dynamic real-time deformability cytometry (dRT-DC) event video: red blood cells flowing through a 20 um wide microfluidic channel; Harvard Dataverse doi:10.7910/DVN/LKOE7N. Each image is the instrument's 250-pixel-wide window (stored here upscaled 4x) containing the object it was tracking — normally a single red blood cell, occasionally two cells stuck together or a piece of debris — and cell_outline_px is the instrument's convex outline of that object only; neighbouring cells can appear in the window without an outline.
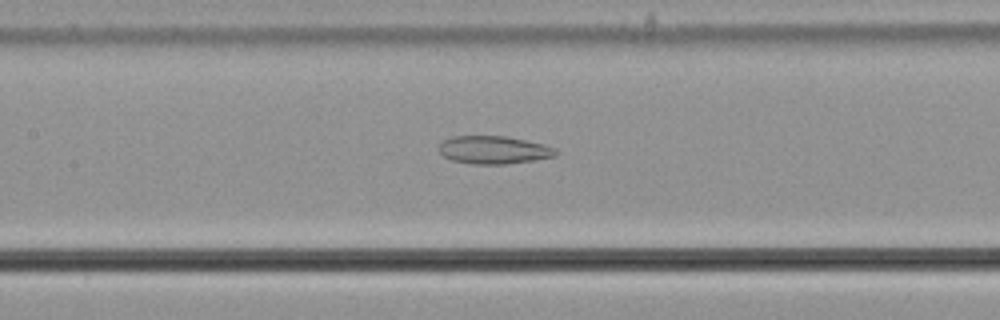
{"species": "common noctule bat (a hibernating species)", "species_latin": "Nyctalus noctula", "temperature_condition": "cold", "stored_images_in_passage": 55, "camera_frame_rate_fps": 3000, "um_per_image_px": 0.085, "animal": {"sex": "male", "body_mass_g": 21.5, "forearm_length_mm": 52.0}, "frame": {"image": 1, "passage_image": 25, "time_ms": 8.0, "image_size_px": [1000, 320], "cell_outline_px": [[560, 152], [556, 156], [532, 160], [504, 164], [472, 164], [452, 160], [444, 156], [436, 148], [444, 140], [452, 136], [504, 136], [544, 144], [556, 148]], "centroid_in_image_um": [41.97, 12.74], "position_along_channel_um": 165.4, "area_um2": 19.02}}
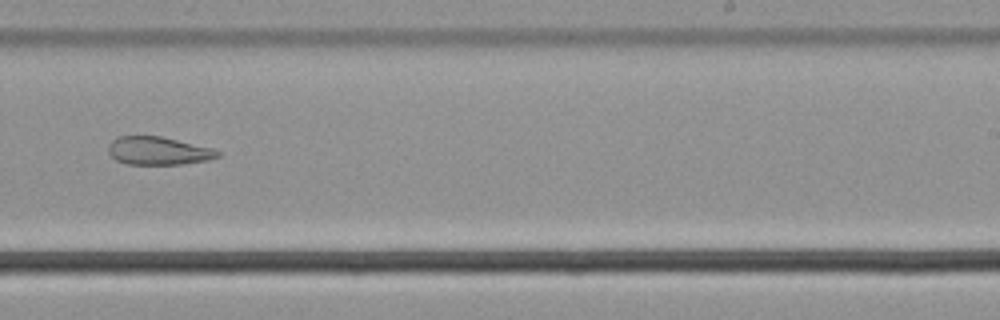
{"frame": {"image": 2, "passage_image": 34, "time_ms": 11.0, "image_size_px": [1000, 320], "cell_outline_px": [[220, 156], [208, 160], [180, 164], [128, 164], [116, 160], [108, 152], [108, 144], [116, 136], [160, 136], [212, 148], [220, 152]], "centroid_in_image_um": [13.43, 12.81], "position_along_channel_um": 275.6, "area_um2": 17.8}}
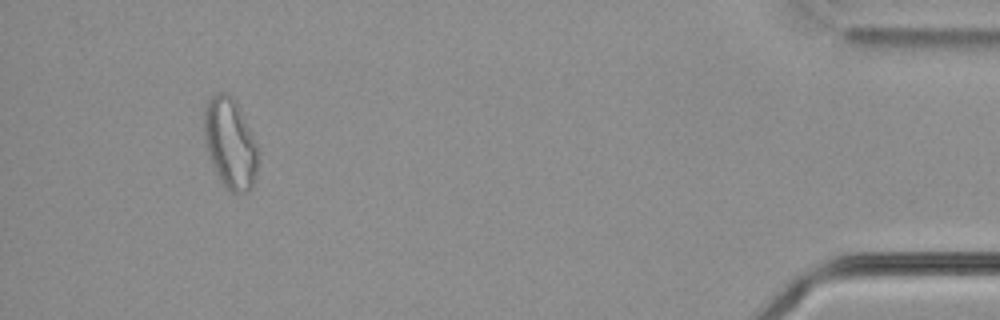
{"frame": {"image": 3, "passage_image": 51, "time_ms": 16.667, "image_size_px": [1000, 320], "cell_outline_px": [[260, 152], [256, 176], [252, 188], [248, 192], [232, 192], [220, 180], [208, 156], [204, 140], [204, 104], [216, 92], [224, 92], [232, 96]], "centroid_in_image_um": [19.55, 12.2], "position_along_channel_um": 415.6, "area_um2": 28.32}, "authors_computed_cell_mechanics": {"area_um2": 25.2008, "velocity_mm_per_s": 3.684, "shape_relaxation_time_tau1_ms": null, "shape_relaxation_time_tau2_ms": 9.4784, "deformation_change_tau1": null, "deformation_change_tau2": 0.1932}}